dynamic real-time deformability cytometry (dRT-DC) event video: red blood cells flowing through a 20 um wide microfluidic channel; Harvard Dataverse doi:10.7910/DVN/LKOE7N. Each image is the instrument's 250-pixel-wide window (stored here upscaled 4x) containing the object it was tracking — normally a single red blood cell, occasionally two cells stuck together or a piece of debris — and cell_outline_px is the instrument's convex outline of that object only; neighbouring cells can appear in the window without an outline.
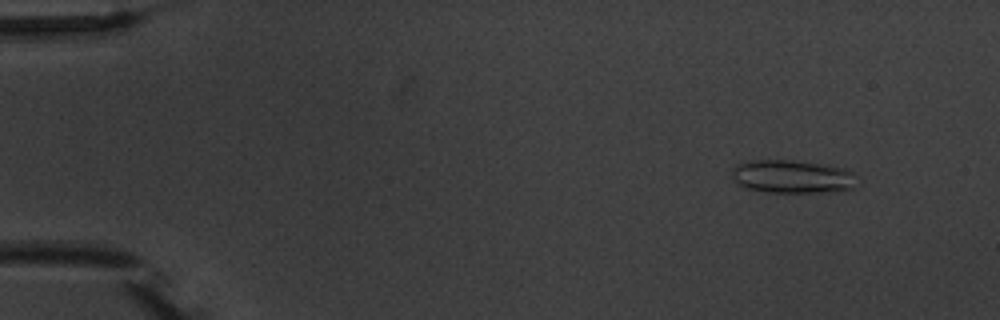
{"species": "common noctule bat (a hibernating species)", "species_latin": "Nyctalus noctula", "temperature_condition": "warm", "stored_images_in_passage": 4, "camera_frame_rate_fps": 3000, "um_per_image_px": 0.085, "animal": {"sex": "male", "body_mass_g": 20.1, "forearm_length_mm": 53.5}, "frame": {"image": 1, "passage_image": 1, "time_ms": 0.0, "image_size_px": [1000, 320], "cell_outline_px": [[852, 188], [828, 192], [768, 192], [748, 188], [732, 180], [732, 172], [736, 164], [740, 160], [792, 160], [824, 164], [844, 168], [852, 172]], "centroid_in_image_um": [67.25, 14.99], "position_along_channel_um": 17.8, "area_um2": 23.99}}